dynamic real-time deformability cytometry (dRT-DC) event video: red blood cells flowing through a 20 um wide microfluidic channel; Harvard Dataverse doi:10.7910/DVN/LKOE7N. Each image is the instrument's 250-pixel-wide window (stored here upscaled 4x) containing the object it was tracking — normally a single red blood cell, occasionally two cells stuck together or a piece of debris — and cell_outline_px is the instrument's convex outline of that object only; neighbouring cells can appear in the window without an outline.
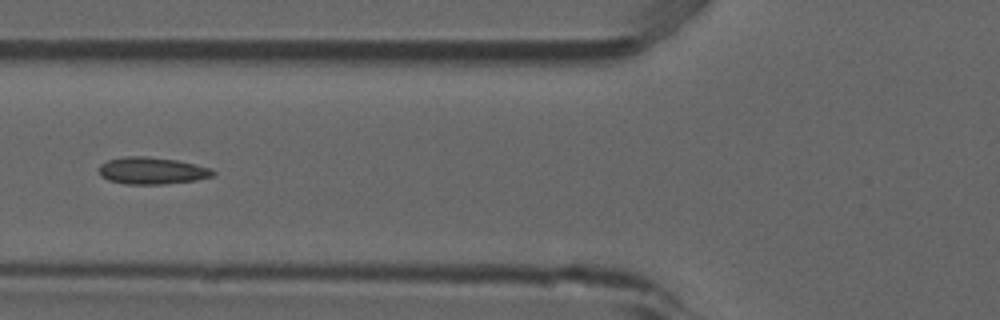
{"species": "common noctule bat (a hibernating species)", "species_latin": "Nyctalus noctula", "temperature_condition": "room temperature", "stored_images_in_passage": 5, "camera_frame_rate_fps": 3000, "um_per_image_px": 0.085, "animal": {"sex": "male", "forearm_length_mm": 52.5}, "frame": {"image": 1, "passage_image": 5, "time_ms": 1.333, "image_size_px": [1000, 320], "cell_outline_px": [[216, 172], [212, 176], [196, 180], [160, 184], [128, 184], [108, 180], [100, 176], [100, 164], [108, 160], [124, 156], [144, 156], [176, 160], [196, 164], [212, 168]], "centroid_in_image_um": [12.92, 14.5], "position_along_channel_um": 112.9, "area_um2": 17.86}}